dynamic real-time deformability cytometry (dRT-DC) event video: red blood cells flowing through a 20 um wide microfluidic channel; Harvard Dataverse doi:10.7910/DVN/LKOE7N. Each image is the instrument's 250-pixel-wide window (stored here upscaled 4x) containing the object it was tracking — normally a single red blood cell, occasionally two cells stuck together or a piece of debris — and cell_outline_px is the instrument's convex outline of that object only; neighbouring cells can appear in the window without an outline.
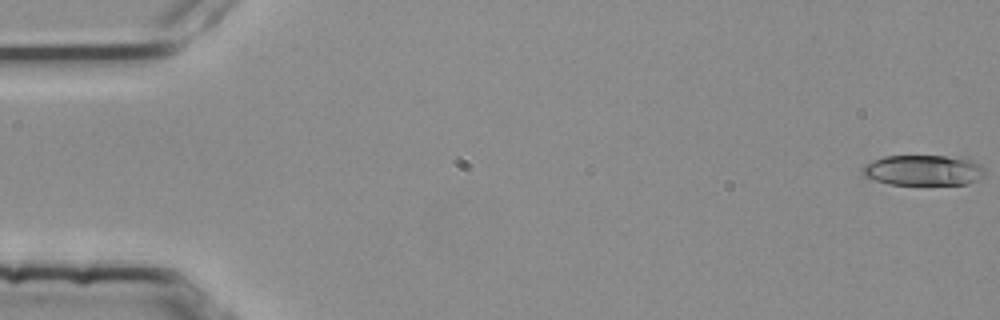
{"species": "common noctule bat (a hibernating species)", "species_latin": "Nyctalus noctula", "temperature_condition": "room temperature", "stored_images_in_passage": 4, "camera_frame_rate_fps": 3000, "um_per_image_px": 0.085, "animal": {"sex": "female", "body_mass_g": 25.1}, "frame": {"image": 1, "passage_image": 1, "time_ms": 0.0, "image_size_px": [1000, 320], "cell_outline_px": [[984, 176], [976, 180], [964, 184], [888, 184], [864, 176], [860, 172], [860, 168], [872, 160], [884, 156], [964, 156], [976, 160], [984, 168]], "centroid_in_image_um": [78.5, 14.45], "position_along_channel_um": 6.5, "area_um2": 22.08}}